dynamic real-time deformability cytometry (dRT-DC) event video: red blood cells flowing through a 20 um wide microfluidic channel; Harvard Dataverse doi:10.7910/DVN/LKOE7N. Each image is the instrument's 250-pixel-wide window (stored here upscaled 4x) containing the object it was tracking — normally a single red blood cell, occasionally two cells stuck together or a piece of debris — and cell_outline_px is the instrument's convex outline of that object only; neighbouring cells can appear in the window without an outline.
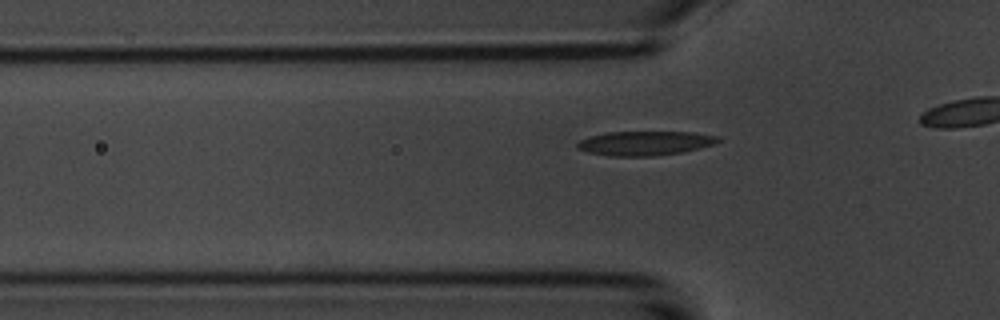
{"species": "common noctule bat (a hibernating species)", "species_latin": "Nyctalus noctula", "temperature_condition": "room temperature", "stored_images_in_passage": 9, "camera_frame_rate_fps": 3000, "um_per_image_px": 0.085, "animal": {"sex": "male", "body_mass_g": 20.1, "forearm_length_mm": 53.5}, "frame": {"image": 1, "passage_image": 3, "time_ms": 0.667, "image_size_px": [1000, 320], "cell_outline_px": [[720, 140], [712, 144], [700, 148], [680, 152], [652, 156], [608, 156], [588, 152], [576, 148], [576, 144], [580, 140], [588, 136], [604, 132], [692, 132], [720, 136]], "centroid_in_image_um": [54.77, 12.16], "position_along_channel_um": 71.0, "area_um2": 19.94}}
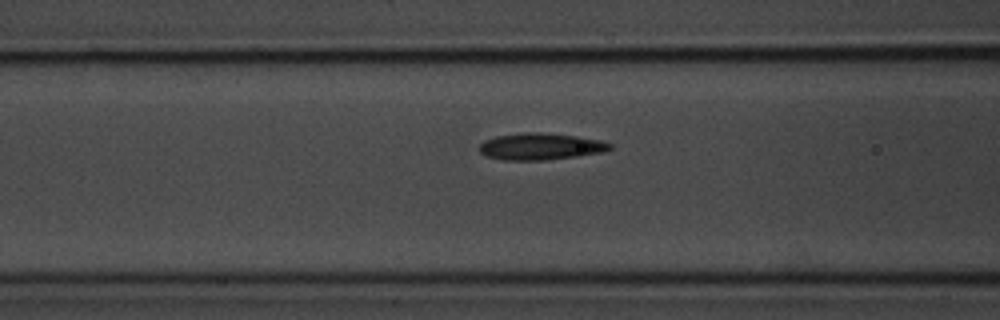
{"frame": {"image": 2, "passage_image": 7, "time_ms": 2.0, "image_size_px": [1000, 320], "cell_outline_px": [[612, 148], [604, 152], [576, 156], [544, 160], [504, 160], [484, 156], [480, 152], [480, 144], [484, 140], [496, 136], [524, 132], [540, 132], [576, 136], [600, 140], [612, 144]], "centroid_in_image_um": [45.93, 12.45], "position_along_channel_um": 120.7, "area_um2": 20.35}}